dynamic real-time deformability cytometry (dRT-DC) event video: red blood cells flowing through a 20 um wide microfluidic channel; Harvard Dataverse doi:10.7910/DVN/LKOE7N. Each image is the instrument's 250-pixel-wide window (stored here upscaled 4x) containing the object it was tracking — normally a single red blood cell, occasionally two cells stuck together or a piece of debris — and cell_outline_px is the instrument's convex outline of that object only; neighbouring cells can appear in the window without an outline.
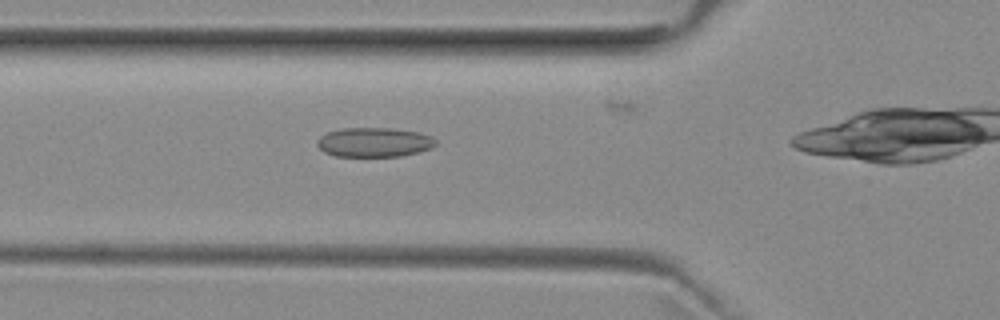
{"species": "common noctule bat (a hibernating species)", "species_latin": "Nyctalus noctula", "temperature_condition": "room temperature", "stored_images_in_passage": 33, "camera_frame_rate_fps": 3000, "um_per_image_px": 0.085, "animal": {"sex": "female", "body_mass_g": 29.2, "forearm_length_mm": 56.3}, "frame": {"image": 1, "passage_image": 9, "time_ms": 2.667, "image_size_px": [1000, 320], "cell_outline_px": [[436, 144], [432, 148], [400, 156], [336, 156], [324, 152], [316, 144], [316, 140], [320, 136], [328, 132], [340, 128], [392, 128], [420, 132], [432, 136], [436, 140]], "centroid_in_image_um": [31.8, 12.08], "position_along_channel_um": 94.0, "area_um2": 20.4}}
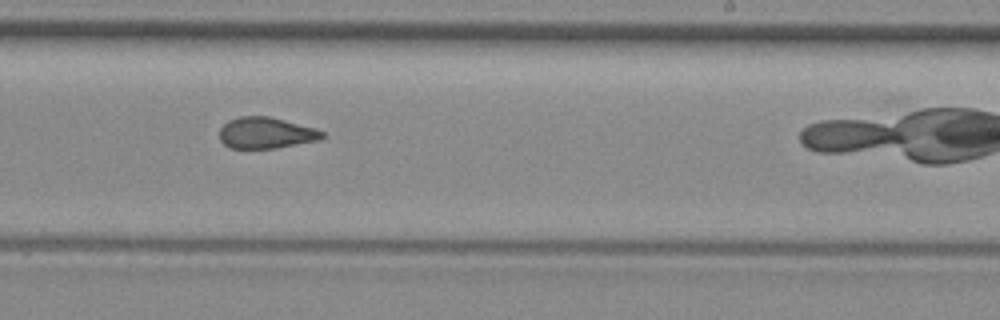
{"frame": {"image": 2, "passage_image": 22, "time_ms": 7.0, "image_size_px": [1000, 320], "cell_outline_px": [[324, 136], [320, 140], [276, 148], [228, 148], [220, 140], [220, 128], [228, 120], [240, 116], [268, 116], [316, 128], [324, 132]], "centroid_in_image_um": [22.61, 11.3], "position_along_channel_um": 266.4, "area_um2": 18.73}}
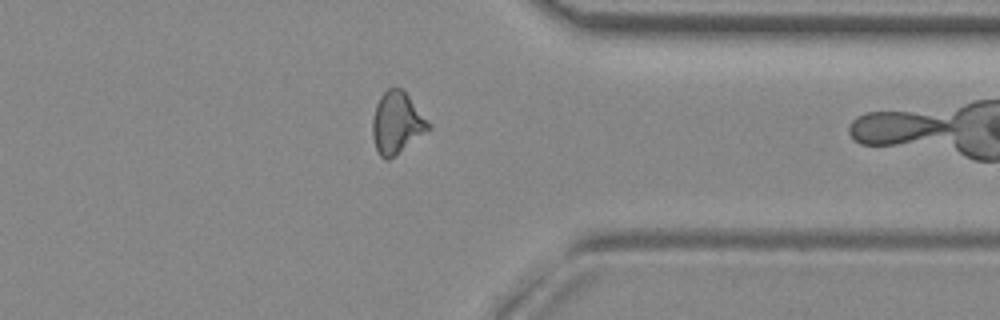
{"frame": {"image": 3, "passage_image": 31, "time_ms": 10.0, "image_size_px": [1000, 320], "cell_outline_px": [[432, 128], [388, 160], [384, 160], [380, 156], [376, 148], [372, 136], [372, 120], [376, 104], [380, 96], [388, 88], [404, 88], [432, 124]], "centroid_in_image_um": [33.76, 10.41], "position_along_channel_um": 377.6, "area_um2": 20.4}}